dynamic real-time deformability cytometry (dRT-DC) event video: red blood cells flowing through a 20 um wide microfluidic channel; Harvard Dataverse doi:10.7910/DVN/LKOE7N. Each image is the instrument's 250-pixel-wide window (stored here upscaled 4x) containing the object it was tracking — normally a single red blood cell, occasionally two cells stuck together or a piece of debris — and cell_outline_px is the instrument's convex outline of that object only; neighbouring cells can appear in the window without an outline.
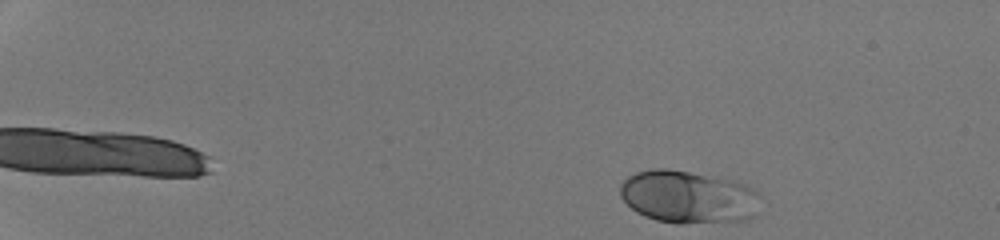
{"species": "human", "species_latin": "Homo sapiens", "temperature_condition": "room temperature", "stored_images_in_passage": 45, "camera_frame_rate_fps": 3000, "um_per_image_px": 0.085, "donor": {"sex": "male"}, "frame": {"image": 1, "passage_image": 2, "time_ms": 0.333, "image_size_px": [1000, 240], "cell_outline_px": [[764, 196], [756, 216], [748, 220], [680, 224], [676, 224], [656, 220], [644, 216], [636, 212], [620, 196], [620, 184], [628, 176], [636, 172], [652, 168], [668, 168], [732, 180], [744, 184], [760, 192]], "centroid_in_image_um": [58.56, 16.75], "position_along_channel_um": 26.4, "area_um2": 43.87}}
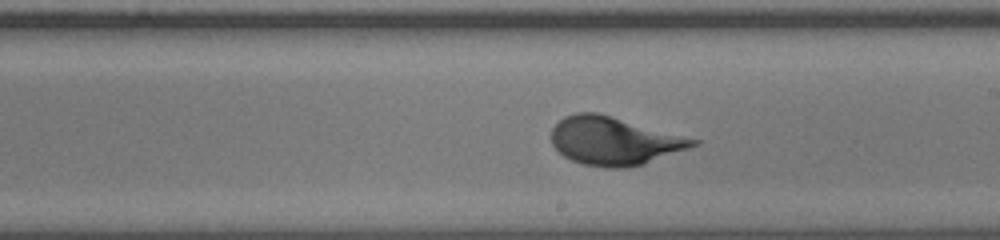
{"frame": {"image": 2, "passage_image": 27, "time_ms": 8.667, "image_size_px": [1000, 240], "cell_outline_px": [[700, 144], [644, 164], [624, 168], [604, 168], [584, 164], [572, 160], [564, 156], [552, 144], [552, 128], [564, 116], [576, 112], [596, 112], [700, 140]], "centroid_in_image_um": [52.2, 11.98], "position_along_channel_um": 236.8, "area_um2": 39.42}}
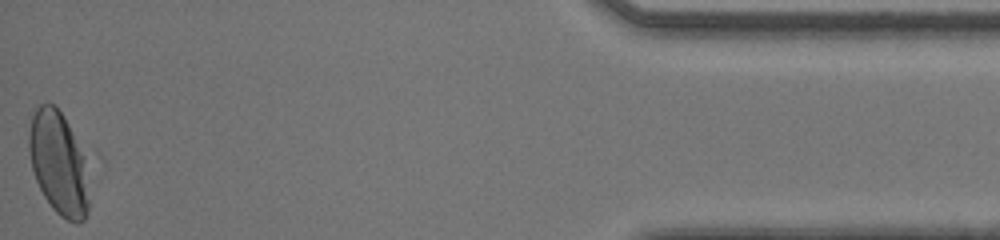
{"frame": {"image": 3, "passage_image": 45, "time_ms": 14.667, "image_size_px": [1000, 240], "cell_outline_px": [[88, 212], [84, 220], [76, 224], [60, 216], [52, 208], [44, 196], [36, 180], [32, 168], [28, 152], [28, 132], [32, 116], [36, 108], [40, 104], [52, 104], [60, 112], [84, 156], [88, 200]], "centroid_in_image_um": [4.93, 13.92], "position_along_channel_um": 430.3, "area_um2": 35.43}}